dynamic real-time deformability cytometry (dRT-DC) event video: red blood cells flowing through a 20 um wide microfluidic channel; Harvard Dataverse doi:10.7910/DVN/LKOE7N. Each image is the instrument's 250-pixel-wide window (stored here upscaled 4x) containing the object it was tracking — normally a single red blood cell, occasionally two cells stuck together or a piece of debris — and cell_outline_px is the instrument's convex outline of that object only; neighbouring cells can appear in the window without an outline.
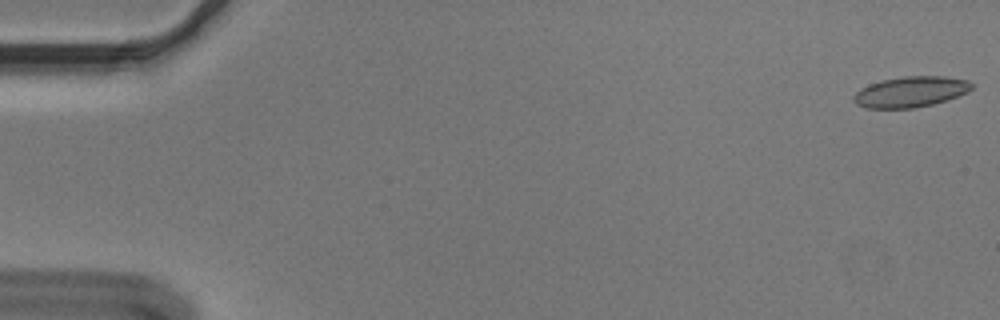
{"species": "Egyptian fruit bat (a non-hibernating species)", "species_latin": "Rousettus aegyptiacus", "temperature_condition": "cold", "stored_images_in_passage": 14, "camera_frame_rate_fps": 3000, "um_per_image_px": 0.085, "animal": {"sex": "male"}, "frame": {"image": 1, "passage_image": 1, "time_ms": 0.0, "image_size_px": [1000, 320], "cell_outline_px": [[972, 88], [968, 92], [948, 100], [916, 108], [864, 108], [856, 104], [852, 100], [852, 96], [860, 88], [884, 80], [904, 76], [944, 76], [968, 80], [972, 84]], "centroid_in_image_um": [77.4, 7.81], "position_along_channel_um": 7.6, "area_um2": 21.15}}